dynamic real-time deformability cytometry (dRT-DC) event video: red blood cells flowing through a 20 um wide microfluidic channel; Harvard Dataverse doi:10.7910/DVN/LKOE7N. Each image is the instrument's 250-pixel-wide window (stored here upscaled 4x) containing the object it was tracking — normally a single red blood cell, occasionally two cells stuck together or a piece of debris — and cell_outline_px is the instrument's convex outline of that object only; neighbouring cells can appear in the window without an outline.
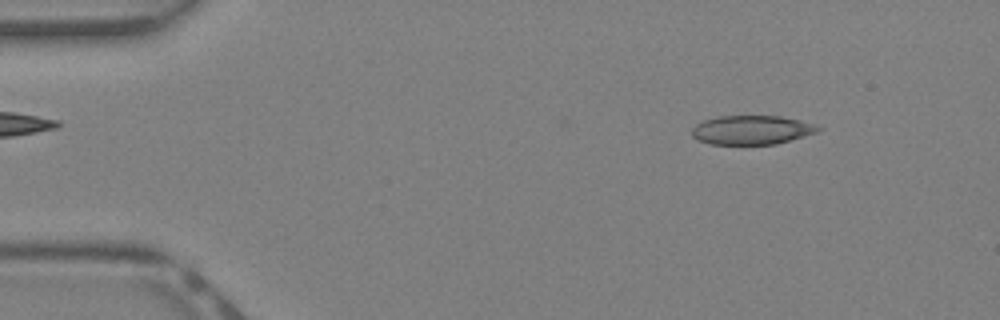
{"species": "Egyptian fruit bat (a non-hibernating species)", "species_latin": "Rousettus aegyptiacus", "temperature_condition": "warm", "stored_images_in_passage": 39, "camera_frame_rate_fps": 3000, "um_per_image_px": 0.085, "animal": {"sex": "female"}, "frame": {"image": 1, "passage_image": 4, "time_ms": 1.0, "image_size_px": [1000, 320], "cell_outline_px": [[824, 128], [816, 132], [804, 136], [776, 144], [708, 144], [696, 140], [692, 136], [692, 128], [696, 124], [704, 120], [716, 116], [780, 116], [800, 120]], "centroid_in_image_um": [63.86, 11.05], "position_along_channel_um": 21.1, "area_um2": 21.39}}
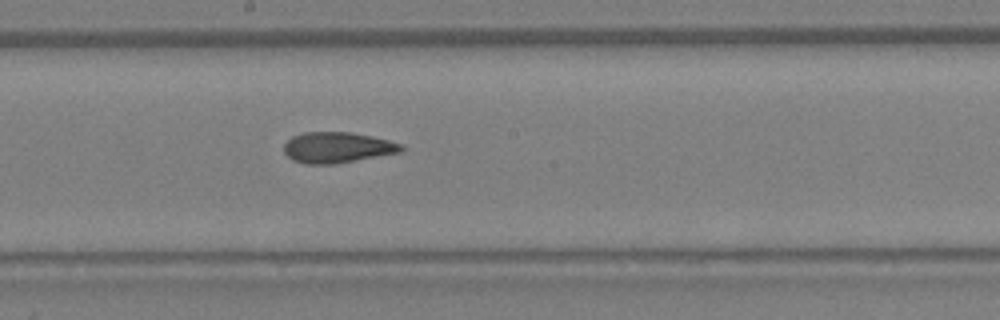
{"frame": {"image": 2, "passage_image": 21, "time_ms": 6.667, "image_size_px": [1000, 320], "cell_outline_px": [[404, 148], [400, 152], [336, 164], [308, 164], [292, 160], [284, 152], [284, 144], [292, 136], [304, 132], [348, 132], [372, 136], [388, 140], [400, 144]], "centroid_in_image_um": [28.64, 12.54], "position_along_channel_um": 219.6, "area_um2": 20.92}}
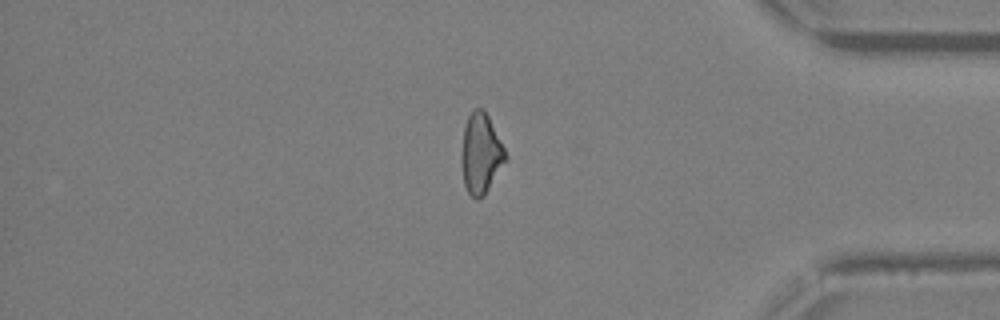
{"frame": {"image": 3, "passage_image": 33, "time_ms": 10.667, "image_size_px": [1000, 320], "cell_outline_px": [[508, 160], [484, 196], [476, 200], [468, 192], [464, 184], [460, 164], [460, 156], [464, 128], [468, 116], [476, 108], [484, 108], [508, 156]], "centroid_in_image_um": [40.87, 13.09], "position_along_channel_um": 394.3, "area_um2": 20.87}}